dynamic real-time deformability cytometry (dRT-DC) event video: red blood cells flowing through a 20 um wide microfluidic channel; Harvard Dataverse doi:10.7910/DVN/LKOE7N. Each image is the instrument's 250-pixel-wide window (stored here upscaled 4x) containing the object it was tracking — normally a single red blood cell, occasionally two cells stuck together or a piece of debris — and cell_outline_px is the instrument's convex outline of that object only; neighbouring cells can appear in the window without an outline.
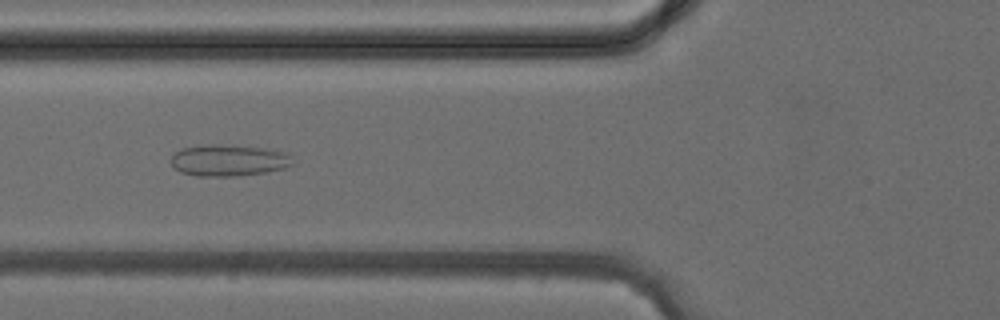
{"species": "common noctule bat (a hibernating species)", "species_latin": "Nyctalus noctula", "temperature_condition": "cold", "stored_images_in_passage": 42, "camera_frame_rate_fps": 3000, "um_per_image_px": 0.085, "animal": {"sex": "female", "body_mass_g": 24.6, "forearm_length_mm": 56.2}, "frame": {"image": 1, "passage_image": 15, "time_ms": 4.667, "image_size_px": [1000, 320], "cell_outline_px": [[292, 164], [284, 168], [264, 172], [236, 176], [196, 176], [180, 172], [172, 168], [172, 156], [180, 148], [200, 144], [216, 144], [264, 148], [288, 152]], "centroid_in_image_um": [19.37, 13.62], "position_along_channel_um": 106.4, "area_um2": 22.43}}
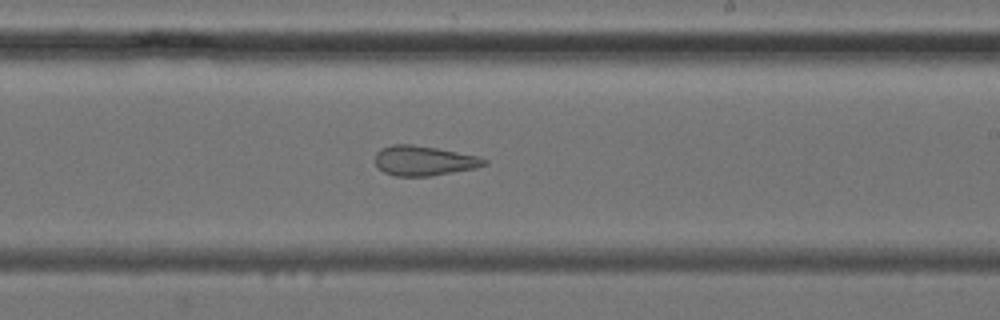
{"frame": {"image": 2, "passage_image": 24, "time_ms": 7.667, "image_size_px": [1000, 320], "cell_outline_px": [[488, 164], [476, 168], [432, 176], [396, 176], [384, 172], [376, 164], [376, 152], [380, 148], [392, 144], [412, 144], [436, 148], [480, 156], [488, 160]], "centroid_in_image_um": [36.06, 13.66], "position_along_channel_um": 252.9, "area_um2": 19.07}}
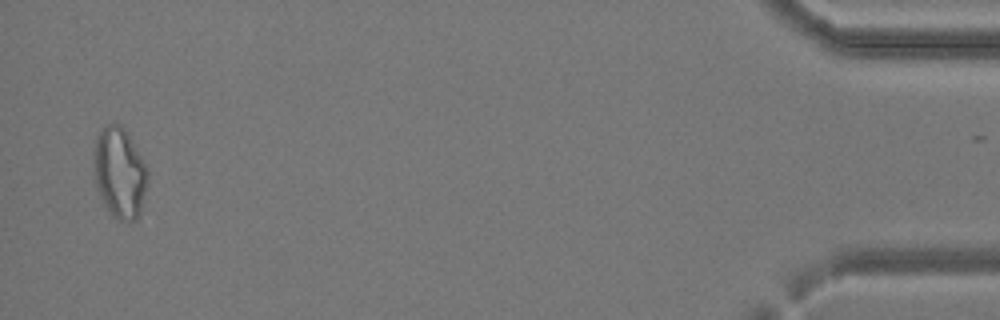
{"frame": {"image": 3, "passage_image": 40, "time_ms": 13.0, "image_size_px": [1000, 320], "cell_outline_px": [[148, 180], [140, 212], [136, 220], [120, 220], [112, 216], [100, 196], [96, 188], [96, 136], [108, 124], [120, 124], [128, 132], [148, 168]], "centroid_in_image_um": [10.22, 14.69], "position_along_channel_um": 425.0, "area_um2": 27.92}}